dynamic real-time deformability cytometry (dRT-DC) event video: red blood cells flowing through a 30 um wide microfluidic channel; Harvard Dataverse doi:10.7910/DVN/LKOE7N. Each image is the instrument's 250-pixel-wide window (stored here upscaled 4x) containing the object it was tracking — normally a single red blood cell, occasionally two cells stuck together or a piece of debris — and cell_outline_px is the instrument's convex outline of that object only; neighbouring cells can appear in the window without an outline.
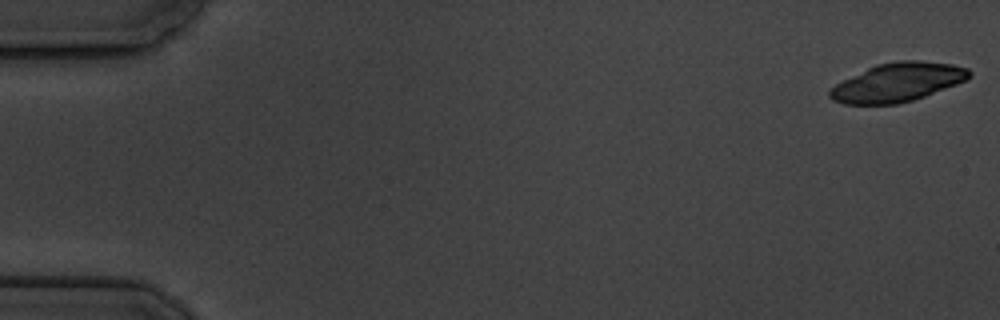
{"species": "common noctule bat (a hibernating species)", "species_latin": "Nyctalus noctula", "temperature_condition": "cold", "stored_images_in_passage": 5, "camera_frame_rate_fps": 3000, "um_per_image_px": 0.085, "animal": {"sex": "male", "body_mass_g": 19.5, "forearm_length_mm": 54.6}, "frame": {"image": 1, "passage_image": 1, "time_ms": 0.0, "image_size_px": [1000, 320], "cell_outline_px": [[972, 76], [956, 84], [924, 96], [912, 100], [896, 104], [844, 104], [832, 100], [828, 96], [828, 92], [836, 84], [876, 64], [900, 60], [920, 60], [952, 64], [968, 68], [972, 72]], "centroid_in_image_um": [76.3, 6.99], "position_along_channel_um": 8.7, "area_um2": 31.21}}